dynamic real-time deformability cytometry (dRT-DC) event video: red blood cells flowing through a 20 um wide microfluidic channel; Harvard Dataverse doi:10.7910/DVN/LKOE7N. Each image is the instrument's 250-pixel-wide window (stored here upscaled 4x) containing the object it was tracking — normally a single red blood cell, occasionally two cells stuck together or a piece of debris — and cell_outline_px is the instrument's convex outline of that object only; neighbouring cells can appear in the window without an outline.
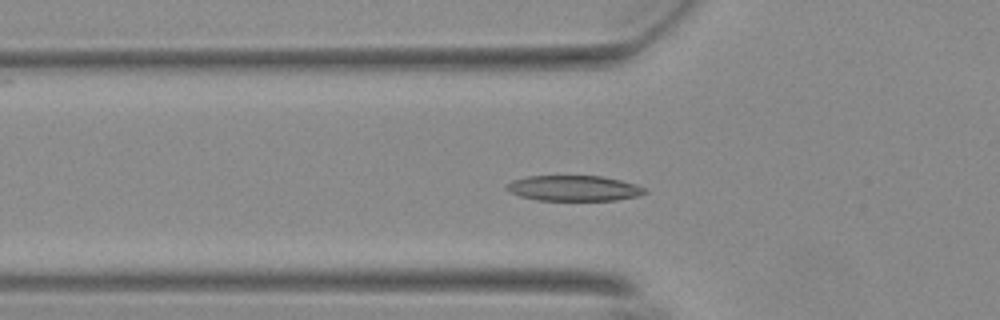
{"species": "Egyptian fruit bat (a non-hibernating species)", "species_latin": "Rousettus aegyptiacus", "temperature_condition": "warm", "stored_images_in_passage": 43, "camera_frame_rate_fps": 3000, "um_per_image_px": 0.085, "animal": {"sex": "female"}, "frame": {"image": 1, "passage_image": 6, "time_ms": 1.667, "image_size_px": [1000, 320], "cell_outline_px": [[648, 192], [640, 196], [616, 200], [536, 200], [520, 196], [508, 192], [504, 188], [504, 184], [512, 180], [528, 176], [600, 176], [620, 180], [636, 184], [648, 188]], "centroid_in_image_um": [48.77, 16.0], "position_along_channel_um": 77.0, "area_um2": 20.81}}
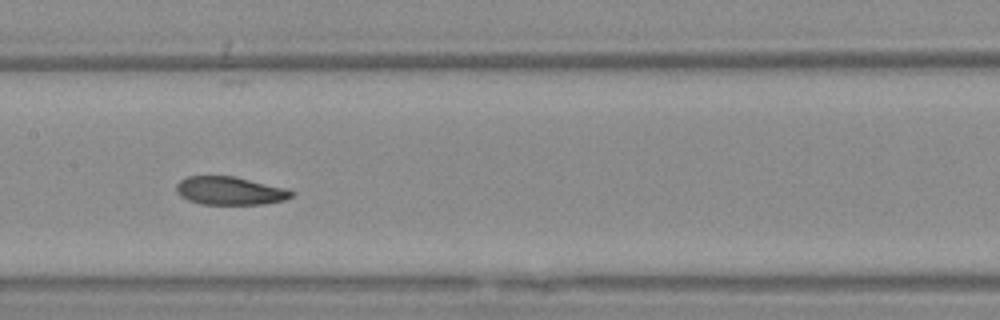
{"frame": {"image": 2, "passage_image": 15, "time_ms": 4.667, "image_size_px": [1000, 320], "cell_outline_px": [[296, 192], [292, 196], [284, 200], [264, 204], [200, 204], [188, 200], [180, 196], [176, 192], [176, 184], [180, 180], [188, 176], [236, 176], [284, 188]], "centroid_in_image_um": [19.52, 16.21], "position_along_channel_um": 187.9, "area_um2": 18.96}}
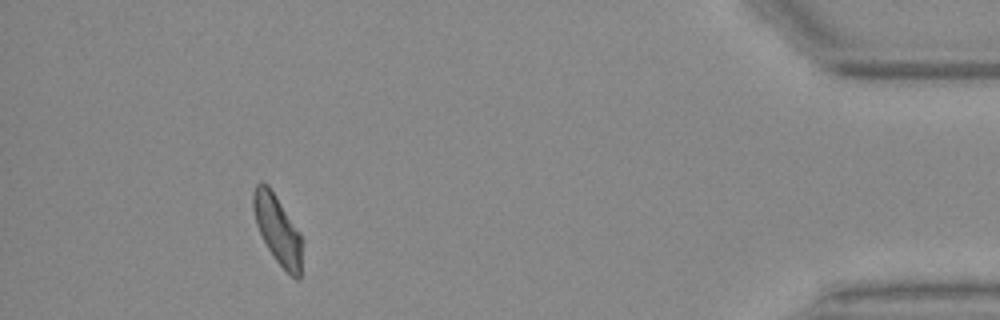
{"frame": {"image": 3, "passage_image": 38, "time_ms": 12.333, "image_size_px": [1000, 320], "cell_outline_px": [[300, 280], [296, 280], [276, 260], [268, 248], [256, 224], [252, 208], [252, 192], [256, 184], [260, 180], [268, 184], [300, 232]], "centroid_in_image_um": [23.55, 19.44], "position_along_channel_um": 411.7, "area_um2": 19.19}, "authors_computed_cell_mechanics": {"area_um2": 19.7098, "velocity_mm_per_s": 3.6757, "shape_relaxation_time_tau1_ms": 5.3416, "shape_relaxation_time_tau2_ms": 2.9386, "deformation_change_tau1": 0.1917, "deformation_change_tau2": 0.09}}